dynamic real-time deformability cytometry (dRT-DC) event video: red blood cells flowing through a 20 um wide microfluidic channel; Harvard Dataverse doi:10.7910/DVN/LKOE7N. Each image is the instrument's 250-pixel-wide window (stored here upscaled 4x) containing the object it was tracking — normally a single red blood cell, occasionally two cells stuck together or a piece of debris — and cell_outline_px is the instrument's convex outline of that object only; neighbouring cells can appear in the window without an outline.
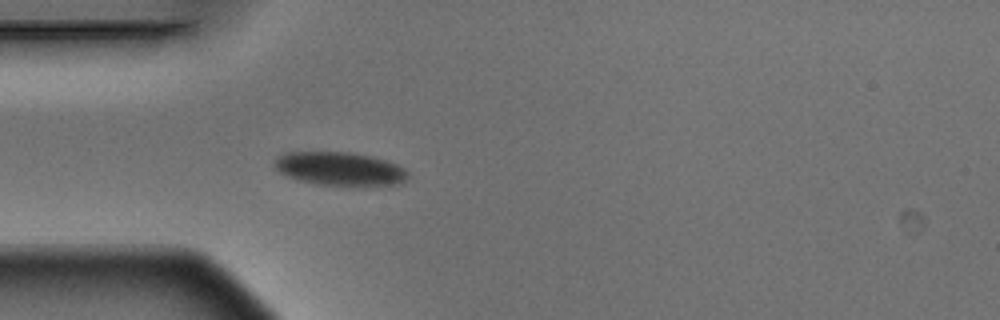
{"species": "Egyptian fruit bat (a non-hibernating species)", "species_latin": "Rousettus aegyptiacus", "temperature_condition": "warm", "stored_images_in_passage": 1, "camera_frame_rate_fps": 3000, "um_per_image_px": 0.085, "animal": {"sex": "male"}, "frame": {"image": 1, "passage_image": 1, "time_ms": 0.0, "image_size_px": [1000, 320], "cell_outline_px": [[408, 176], [404, 184], [352, 188], [316, 184], [300, 180], [288, 176], [280, 172], [272, 164], [280, 156], [288, 152], [348, 152], [372, 156], [396, 164], [404, 168], [408, 172]], "centroid_in_image_um": [28.96, 14.39], "position_along_channel_um": 56.0, "area_um2": 26.7}}